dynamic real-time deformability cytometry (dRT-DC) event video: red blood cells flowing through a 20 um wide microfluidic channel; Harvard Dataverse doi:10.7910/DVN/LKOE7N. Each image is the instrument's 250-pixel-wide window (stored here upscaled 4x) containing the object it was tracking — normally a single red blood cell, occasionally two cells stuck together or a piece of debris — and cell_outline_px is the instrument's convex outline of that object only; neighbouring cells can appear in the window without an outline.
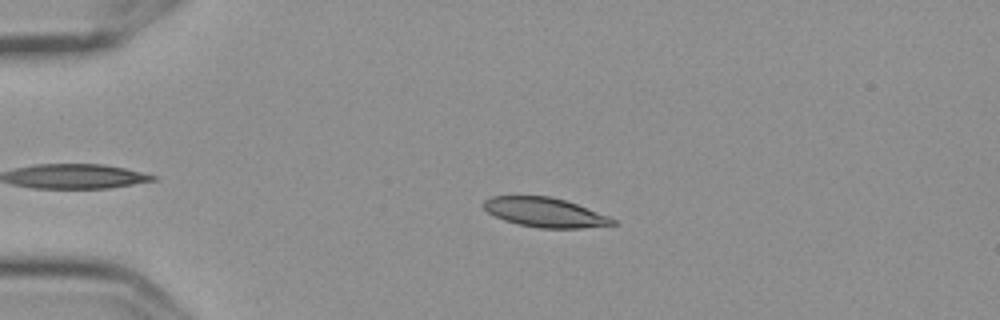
{"species": "Egyptian fruit bat (a non-hibernating species)", "species_latin": "Rousettus aegyptiacus", "temperature_condition": "cold", "stored_images_in_passage": 4, "camera_frame_rate_fps": 3000, "um_per_image_px": 0.085, "frame": {"image": 1, "passage_image": 3, "time_ms": 0.667, "image_size_px": [1000, 320], "cell_outline_px": [[620, 224], [580, 228], [540, 228], [516, 224], [504, 220], [488, 212], [484, 208], [484, 200], [492, 196], [552, 196], [576, 204], [608, 216], [616, 220]], "centroid_in_image_um": [46.33, 18.06], "position_along_channel_um": 38.7, "area_um2": 22.02}}